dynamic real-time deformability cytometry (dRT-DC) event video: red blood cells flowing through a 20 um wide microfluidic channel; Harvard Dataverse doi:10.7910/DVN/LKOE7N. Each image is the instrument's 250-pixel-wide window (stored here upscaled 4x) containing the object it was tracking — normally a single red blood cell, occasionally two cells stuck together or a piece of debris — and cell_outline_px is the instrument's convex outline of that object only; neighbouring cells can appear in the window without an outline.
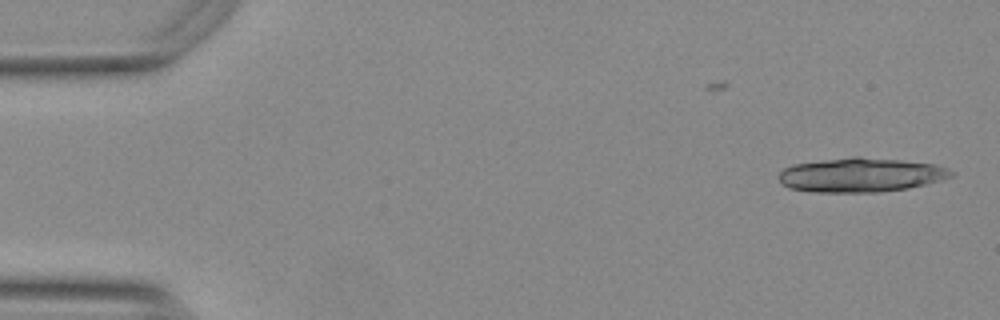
{"species": "Egyptian fruit bat (a non-hibernating species)", "species_latin": "Rousettus aegyptiacus", "temperature_condition": "warm", "stored_images_in_passage": 16, "camera_frame_rate_fps": 3000, "um_per_image_px": 0.085, "animal": {"sex": "female"}, "frame": {"image": 1, "passage_image": 1, "time_ms": 0.0, "image_size_px": [1000, 320], "cell_outline_px": [[952, 176], [940, 180], [908, 188], [876, 192], [812, 192], [788, 188], [780, 180], [780, 172], [784, 168], [792, 164], [852, 156], [860, 156], [900, 160], [936, 164], [948, 168], [952, 172]], "centroid_in_image_um": [73.15, 14.86], "position_along_channel_um": 11.8, "area_um2": 34.28}}